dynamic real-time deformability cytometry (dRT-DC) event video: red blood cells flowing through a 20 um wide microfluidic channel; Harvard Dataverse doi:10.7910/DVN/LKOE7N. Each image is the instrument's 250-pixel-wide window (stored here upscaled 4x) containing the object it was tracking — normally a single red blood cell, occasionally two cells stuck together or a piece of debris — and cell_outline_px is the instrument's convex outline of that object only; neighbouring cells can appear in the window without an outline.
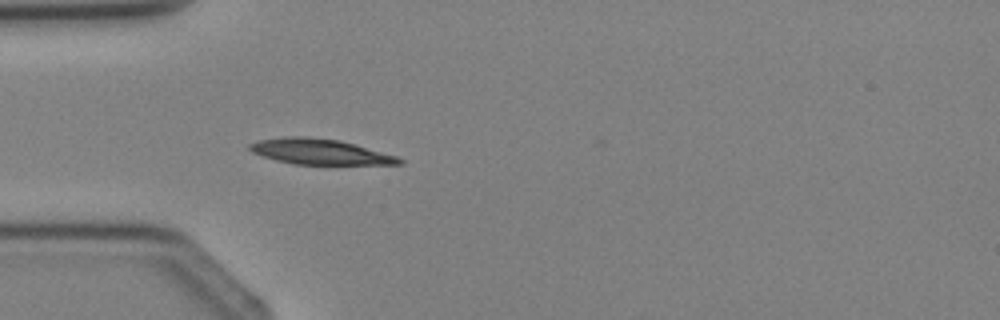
{"species": "Egyptian fruit bat (a non-hibernating species)", "species_latin": "Rousettus aegyptiacus", "temperature_condition": "cold", "stored_images_in_passage": 2, "camera_frame_rate_fps": 3000, "um_per_image_px": 0.085, "animal": {"sex": "female"}, "frame": {"image": 1, "passage_image": 2, "time_ms": 1.333, "image_size_px": [1000, 320], "cell_outline_px": [[404, 164], [292, 164], [276, 160], [252, 152], [248, 148], [248, 144], [260, 140], [288, 136], [308, 136], [340, 140], [356, 144], [396, 156], [404, 160]], "centroid_in_image_um": [27.19, 12.89], "position_along_channel_um": 57.8, "area_um2": 22.14}}